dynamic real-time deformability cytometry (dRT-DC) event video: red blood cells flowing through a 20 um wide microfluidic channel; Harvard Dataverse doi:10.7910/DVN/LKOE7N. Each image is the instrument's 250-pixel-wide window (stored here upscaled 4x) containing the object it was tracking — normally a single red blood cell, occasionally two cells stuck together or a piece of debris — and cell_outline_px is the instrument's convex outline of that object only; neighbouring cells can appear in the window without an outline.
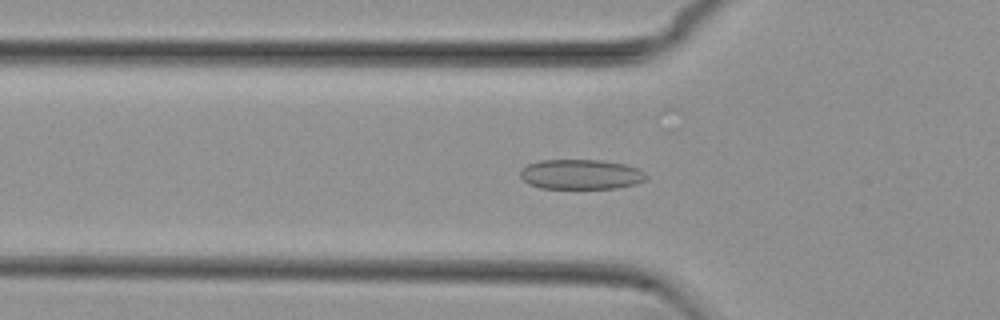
{"species": "common noctule bat (a hibernating species)", "species_latin": "Nyctalus noctula", "temperature_condition": "cold", "stored_images_in_passage": 51, "camera_frame_rate_fps": 3000, "um_per_image_px": 0.085, "animal": {"sex": "female", "body_mass_g": 29.2, "forearm_length_mm": 56.3}, "frame": {"image": 1, "passage_image": 18, "time_ms": 5.667, "image_size_px": [1000, 320], "cell_outline_px": [[648, 176], [644, 180], [636, 184], [616, 188], [540, 188], [528, 184], [520, 176], [520, 168], [528, 164], [540, 160], [600, 160], [624, 164], [640, 168]], "centroid_in_image_um": [49.37, 14.82], "position_along_channel_um": 76.4, "area_um2": 22.08}}
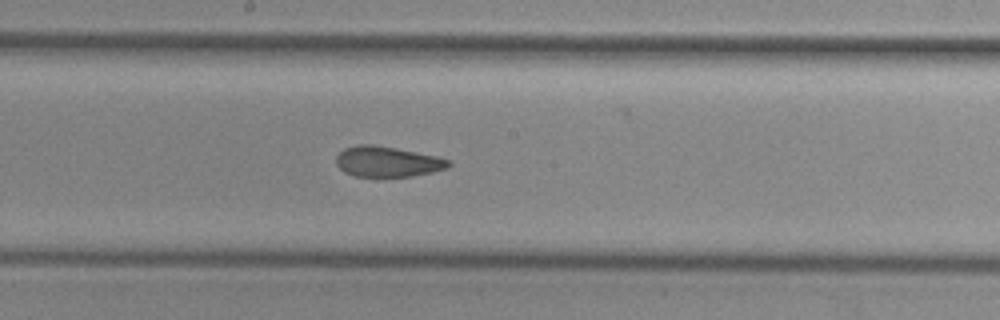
{"frame": {"image": 2, "passage_image": 29, "time_ms": 9.333, "image_size_px": [1000, 320], "cell_outline_px": [[452, 164], [448, 168], [432, 172], [412, 176], [356, 176], [344, 172], [336, 164], [336, 156], [344, 148], [356, 144], [372, 144], [396, 148], [436, 156], [452, 160]], "centroid_in_image_um": [32.94, 13.73], "position_along_channel_um": 215.3, "area_um2": 20.0}}
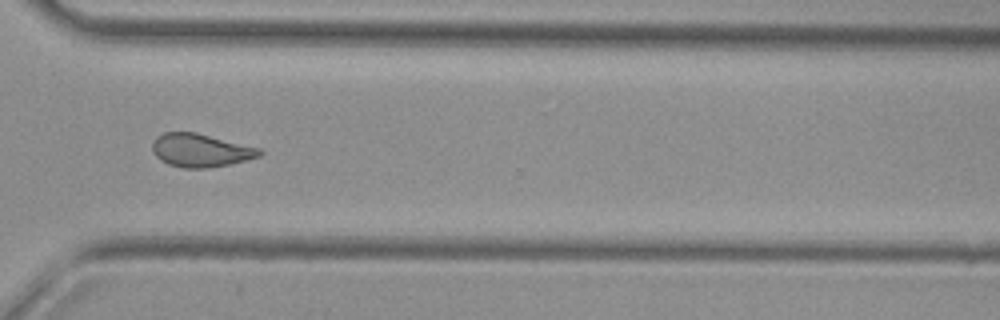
{"frame": {"image": 3, "passage_image": 40, "time_ms": 13.0, "image_size_px": [1000, 320], "cell_outline_px": [[264, 152], [260, 156], [232, 164], [208, 168], [184, 168], [168, 164], [160, 160], [152, 152], [152, 140], [156, 136], [164, 132], [196, 132], [260, 148]], "centroid_in_image_um": [17.03, 12.78], "position_along_channel_um": 353.6, "area_um2": 20.98}}